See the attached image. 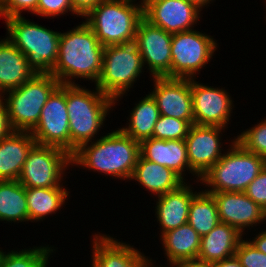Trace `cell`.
Segmentation results:
<instances>
[{"label":"cell","instance_id":"obj_1","mask_svg":"<svg viewBox=\"0 0 266 267\" xmlns=\"http://www.w3.org/2000/svg\"><path fill=\"white\" fill-rule=\"evenodd\" d=\"M104 48L86 22L66 33L60 32L57 63L51 74L60 84H76L72 78L89 79L96 84L102 71Z\"/></svg>","mask_w":266,"mask_h":267},{"label":"cell","instance_id":"obj_2","mask_svg":"<svg viewBox=\"0 0 266 267\" xmlns=\"http://www.w3.org/2000/svg\"><path fill=\"white\" fill-rule=\"evenodd\" d=\"M140 155V142L120 129L102 136L94 143L83 144L73 155L72 165L130 180Z\"/></svg>","mask_w":266,"mask_h":267},{"label":"cell","instance_id":"obj_3","mask_svg":"<svg viewBox=\"0 0 266 267\" xmlns=\"http://www.w3.org/2000/svg\"><path fill=\"white\" fill-rule=\"evenodd\" d=\"M115 103L97 87L95 92H91L80 87L79 84H66L71 156L97 135L107 112Z\"/></svg>","mask_w":266,"mask_h":267},{"label":"cell","instance_id":"obj_4","mask_svg":"<svg viewBox=\"0 0 266 267\" xmlns=\"http://www.w3.org/2000/svg\"><path fill=\"white\" fill-rule=\"evenodd\" d=\"M133 1L102 0L83 16L104 47L135 41L137 26L143 18V1L139 5Z\"/></svg>","mask_w":266,"mask_h":267},{"label":"cell","instance_id":"obj_5","mask_svg":"<svg viewBox=\"0 0 266 267\" xmlns=\"http://www.w3.org/2000/svg\"><path fill=\"white\" fill-rule=\"evenodd\" d=\"M232 145V146H231ZM225 153L200 179L213 192H244L266 166V158L246 150L235 139Z\"/></svg>","mask_w":266,"mask_h":267},{"label":"cell","instance_id":"obj_6","mask_svg":"<svg viewBox=\"0 0 266 267\" xmlns=\"http://www.w3.org/2000/svg\"><path fill=\"white\" fill-rule=\"evenodd\" d=\"M7 37L26 57L35 74H51L57 63L60 33L26 20L5 18Z\"/></svg>","mask_w":266,"mask_h":267},{"label":"cell","instance_id":"obj_7","mask_svg":"<svg viewBox=\"0 0 266 267\" xmlns=\"http://www.w3.org/2000/svg\"><path fill=\"white\" fill-rule=\"evenodd\" d=\"M59 85L52 74H34L20 87L5 92L2 97L7 93L8 97L3 100L13 129L30 132L37 125L49 96Z\"/></svg>","mask_w":266,"mask_h":267},{"label":"cell","instance_id":"obj_8","mask_svg":"<svg viewBox=\"0 0 266 267\" xmlns=\"http://www.w3.org/2000/svg\"><path fill=\"white\" fill-rule=\"evenodd\" d=\"M142 58L135 42L109 45L104 48L103 63L96 87L118 101L133 86L143 68Z\"/></svg>","mask_w":266,"mask_h":267},{"label":"cell","instance_id":"obj_9","mask_svg":"<svg viewBox=\"0 0 266 267\" xmlns=\"http://www.w3.org/2000/svg\"><path fill=\"white\" fill-rule=\"evenodd\" d=\"M72 165V156L65 150L35 144L23 164L18 181L25 187H62V174Z\"/></svg>","mask_w":266,"mask_h":267},{"label":"cell","instance_id":"obj_10","mask_svg":"<svg viewBox=\"0 0 266 267\" xmlns=\"http://www.w3.org/2000/svg\"><path fill=\"white\" fill-rule=\"evenodd\" d=\"M217 47L211 36L196 30L175 33L171 42V78L193 79Z\"/></svg>","mask_w":266,"mask_h":267},{"label":"cell","instance_id":"obj_11","mask_svg":"<svg viewBox=\"0 0 266 267\" xmlns=\"http://www.w3.org/2000/svg\"><path fill=\"white\" fill-rule=\"evenodd\" d=\"M36 144L55 146L70 154L66 84H60L42 108L37 125L30 131Z\"/></svg>","mask_w":266,"mask_h":267},{"label":"cell","instance_id":"obj_12","mask_svg":"<svg viewBox=\"0 0 266 267\" xmlns=\"http://www.w3.org/2000/svg\"><path fill=\"white\" fill-rule=\"evenodd\" d=\"M173 34L152 25L144 17L137 26L135 43L143 66L148 65L153 77L171 78V42Z\"/></svg>","mask_w":266,"mask_h":267},{"label":"cell","instance_id":"obj_13","mask_svg":"<svg viewBox=\"0 0 266 267\" xmlns=\"http://www.w3.org/2000/svg\"><path fill=\"white\" fill-rule=\"evenodd\" d=\"M143 17L152 25L175 34L193 30L200 11L187 0H142Z\"/></svg>","mask_w":266,"mask_h":267},{"label":"cell","instance_id":"obj_14","mask_svg":"<svg viewBox=\"0 0 266 267\" xmlns=\"http://www.w3.org/2000/svg\"><path fill=\"white\" fill-rule=\"evenodd\" d=\"M154 90L150 93L160 115L178 118L194 124L190 79L153 77Z\"/></svg>","mask_w":266,"mask_h":267},{"label":"cell","instance_id":"obj_15","mask_svg":"<svg viewBox=\"0 0 266 267\" xmlns=\"http://www.w3.org/2000/svg\"><path fill=\"white\" fill-rule=\"evenodd\" d=\"M220 126L192 124L187 137V158L190 172L201 177L224 155L221 152Z\"/></svg>","mask_w":266,"mask_h":267},{"label":"cell","instance_id":"obj_16","mask_svg":"<svg viewBox=\"0 0 266 267\" xmlns=\"http://www.w3.org/2000/svg\"><path fill=\"white\" fill-rule=\"evenodd\" d=\"M194 124L225 128L232 113V100L224 89L202 85L190 79Z\"/></svg>","mask_w":266,"mask_h":267},{"label":"cell","instance_id":"obj_17","mask_svg":"<svg viewBox=\"0 0 266 267\" xmlns=\"http://www.w3.org/2000/svg\"><path fill=\"white\" fill-rule=\"evenodd\" d=\"M220 222L236 228L241 234L245 228L266 220V211L244 192H213Z\"/></svg>","mask_w":266,"mask_h":267},{"label":"cell","instance_id":"obj_18","mask_svg":"<svg viewBox=\"0 0 266 267\" xmlns=\"http://www.w3.org/2000/svg\"><path fill=\"white\" fill-rule=\"evenodd\" d=\"M110 236L95 234L93 239V267H143L148 259L133 246L118 242Z\"/></svg>","mask_w":266,"mask_h":267},{"label":"cell","instance_id":"obj_19","mask_svg":"<svg viewBox=\"0 0 266 267\" xmlns=\"http://www.w3.org/2000/svg\"><path fill=\"white\" fill-rule=\"evenodd\" d=\"M140 155L151 162L167 167L183 180L184 169L190 171L185 140H162L153 137L140 142Z\"/></svg>","mask_w":266,"mask_h":267},{"label":"cell","instance_id":"obj_20","mask_svg":"<svg viewBox=\"0 0 266 267\" xmlns=\"http://www.w3.org/2000/svg\"><path fill=\"white\" fill-rule=\"evenodd\" d=\"M190 188V185L184 183L179 188L158 196L155 210L162 235L188 222L190 202L197 194Z\"/></svg>","mask_w":266,"mask_h":267},{"label":"cell","instance_id":"obj_21","mask_svg":"<svg viewBox=\"0 0 266 267\" xmlns=\"http://www.w3.org/2000/svg\"><path fill=\"white\" fill-rule=\"evenodd\" d=\"M36 144L29 131H14L0 140V181L18 180L29 151Z\"/></svg>","mask_w":266,"mask_h":267},{"label":"cell","instance_id":"obj_22","mask_svg":"<svg viewBox=\"0 0 266 267\" xmlns=\"http://www.w3.org/2000/svg\"><path fill=\"white\" fill-rule=\"evenodd\" d=\"M35 72L27 57L8 39L0 41V94L20 87Z\"/></svg>","mask_w":266,"mask_h":267},{"label":"cell","instance_id":"obj_23","mask_svg":"<svg viewBox=\"0 0 266 267\" xmlns=\"http://www.w3.org/2000/svg\"><path fill=\"white\" fill-rule=\"evenodd\" d=\"M241 240L242 234L236 228L219 222L201 237L198 259L211 264L233 257Z\"/></svg>","mask_w":266,"mask_h":267},{"label":"cell","instance_id":"obj_24","mask_svg":"<svg viewBox=\"0 0 266 267\" xmlns=\"http://www.w3.org/2000/svg\"><path fill=\"white\" fill-rule=\"evenodd\" d=\"M136 180L148 191L161 196L184 184V180L171 169L144 159L139 155L130 180Z\"/></svg>","mask_w":266,"mask_h":267},{"label":"cell","instance_id":"obj_25","mask_svg":"<svg viewBox=\"0 0 266 267\" xmlns=\"http://www.w3.org/2000/svg\"><path fill=\"white\" fill-rule=\"evenodd\" d=\"M165 254L171 262L198 259L201 236L187 222L161 235Z\"/></svg>","mask_w":266,"mask_h":267},{"label":"cell","instance_id":"obj_26","mask_svg":"<svg viewBox=\"0 0 266 267\" xmlns=\"http://www.w3.org/2000/svg\"><path fill=\"white\" fill-rule=\"evenodd\" d=\"M0 220L29 221L26 187L18 180L0 181Z\"/></svg>","mask_w":266,"mask_h":267},{"label":"cell","instance_id":"obj_27","mask_svg":"<svg viewBox=\"0 0 266 267\" xmlns=\"http://www.w3.org/2000/svg\"><path fill=\"white\" fill-rule=\"evenodd\" d=\"M68 194V191L63 187H26L29 220L39 221L45 216L55 213L64 205Z\"/></svg>","mask_w":266,"mask_h":267},{"label":"cell","instance_id":"obj_28","mask_svg":"<svg viewBox=\"0 0 266 267\" xmlns=\"http://www.w3.org/2000/svg\"><path fill=\"white\" fill-rule=\"evenodd\" d=\"M159 116L158 106L153 97L148 94L133 108L129 126L120 128V130L134 140L141 142L152 137Z\"/></svg>","mask_w":266,"mask_h":267},{"label":"cell","instance_id":"obj_29","mask_svg":"<svg viewBox=\"0 0 266 267\" xmlns=\"http://www.w3.org/2000/svg\"><path fill=\"white\" fill-rule=\"evenodd\" d=\"M219 222L217 204L213 196L205 191L198 192L190 202L188 223L202 237Z\"/></svg>","mask_w":266,"mask_h":267},{"label":"cell","instance_id":"obj_30","mask_svg":"<svg viewBox=\"0 0 266 267\" xmlns=\"http://www.w3.org/2000/svg\"><path fill=\"white\" fill-rule=\"evenodd\" d=\"M53 249L50 247L29 248L22 251H11L1 259L0 267H47L48 258Z\"/></svg>","mask_w":266,"mask_h":267},{"label":"cell","instance_id":"obj_31","mask_svg":"<svg viewBox=\"0 0 266 267\" xmlns=\"http://www.w3.org/2000/svg\"><path fill=\"white\" fill-rule=\"evenodd\" d=\"M191 124L188 121L160 115L152 137L162 140H185Z\"/></svg>","mask_w":266,"mask_h":267},{"label":"cell","instance_id":"obj_32","mask_svg":"<svg viewBox=\"0 0 266 267\" xmlns=\"http://www.w3.org/2000/svg\"><path fill=\"white\" fill-rule=\"evenodd\" d=\"M246 150L266 158V119L235 138Z\"/></svg>","mask_w":266,"mask_h":267},{"label":"cell","instance_id":"obj_33","mask_svg":"<svg viewBox=\"0 0 266 267\" xmlns=\"http://www.w3.org/2000/svg\"><path fill=\"white\" fill-rule=\"evenodd\" d=\"M235 255L240 260L242 267H266V254L260 252L248 240L240 241Z\"/></svg>","mask_w":266,"mask_h":267},{"label":"cell","instance_id":"obj_34","mask_svg":"<svg viewBox=\"0 0 266 267\" xmlns=\"http://www.w3.org/2000/svg\"><path fill=\"white\" fill-rule=\"evenodd\" d=\"M81 16L72 6L70 0H39L35 15L44 17H55L68 13Z\"/></svg>","mask_w":266,"mask_h":267},{"label":"cell","instance_id":"obj_35","mask_svg":"<svg viewBox=\"0 0 266 267\" xmlns=\"http://www.w3.org/2000/svg\"><path fill=\"white\" fill-rule=\"evenodd\" d=\"M39 0H0V16H21L23 10L35 13Z\"/></svg>","mask_w":266,"mask_h":267},{"label":"cell","instance_id":"obj_36","mask_svg":"<svg viewBox=\"0 0 266 267\" xmlns=\"http://www.w3.org/2000/svg\"><path fill=\"white\" fill-rule=\"evenodd\" d=\"M244 193L266 211V166L247 186Z\"/></svg>","mask_w":266,"mask_h":267},{"label":"cell","instance_id":"obj_37","mask_svg":"<svg viewBox=\"0 0 266 267\" xmlns=\"http://www.w3.org/2000/svg\"><path fill=\"white\" fill-rule=\"evenodd\" d=\"M14 131L15 130L13 129L10 123L6 103L3 102V97H2L0 98V140L7 137Z\"/></svg>","mask_w":266,"mask_h":267},{"label":"cell","instance_id":"obj_38","mask_svg":"<svg viewBox=\"0 0 266 267\" xmlns=\"http://www.w3.org/2000/svg\"><path fill=\"white\" fill-rule=\"evenodd\" d=\"M73 8L83 17L102 0H70Z\"/></svg>","mask_w":266,"mask_h":267},{"label":"cell","instance_id":"obj_39","mask_svg":"<svg viewBox=\"0 0 266 267\" xmlns=\"http://www.w3.org/2000/svg\"><path fill=\"white\" fill-rule=\"evenodd\" d=\"M174 265V266H173ZM172 267H210V263L199 259L177 260L170 263Z\"/></svg>","mask_w":266,"mask_h":267},{"label":"cell","instance_id":"obj_40","mask_svg":"<svg viewBox=\"0 0 266 267\" xmlns=\"http://www.w3.org/2000/svg\"><path fill=\"white\" fill-rule=\"evenodd\" d=\"M210 267H242L240 260L234 255L228 259L210 264Z\"/></svg>","mask_w":266,"mask_h":267},{"label":"cell","instance_id":"obj_41","mask_svg":"<svg viewBox=\"0 0 266 267\" xmlns=\"http://www.w3.org/2000/svg\"><path fill=\"white\" fill-rule=\"evenodd\" d=\"M260 252L266 254V231L256 235V238L250 241Z\"/></svg>","mask_w":266,"mask_h":267},{"label":"cell","instance_id":"obj_42","mask_svg":"<svg viewBox=\"0 0 266 267\" xmlns=\"http://www.w3.org/2000/svg\"><path fill=\"white\" fill-rule=\"evenodd\" d=\"M187 1L193 3V4L196 5L199 9H201V8L204 7L205 5L207 6V4H209L210 1H213V0H187Z\"/></svg>","mask_w":266,"mask_h":267},{"label":"cell","instance_id":"obj_43","mask_svg":"<svg viewBox=\"0 0 266 267\" xmlns=\"http://www.w3.org/2000/svg\"><path fill=\"white\" fill-rule=\"evenodd\" d=\"M143 267H154V265H152V262H151V259L150 260H146L145 261V264H144V266ZM161 267V266H160Z\"/></svg>","mask_w":266,"mask_h":267},{"label":"cell","instance_id":"obj_44","mask_svg":"<svg viewBox=\"0 0 266 267\" xmlns=\"http://www.w3.org/2000/svg\"><path fill=\"white\" fill-rule=\"evenodd\" d=\"M3 255H4V252L0 250V262H1Z\"/></svg>","mask_w":266,"mask_h":267}]
</instances>
